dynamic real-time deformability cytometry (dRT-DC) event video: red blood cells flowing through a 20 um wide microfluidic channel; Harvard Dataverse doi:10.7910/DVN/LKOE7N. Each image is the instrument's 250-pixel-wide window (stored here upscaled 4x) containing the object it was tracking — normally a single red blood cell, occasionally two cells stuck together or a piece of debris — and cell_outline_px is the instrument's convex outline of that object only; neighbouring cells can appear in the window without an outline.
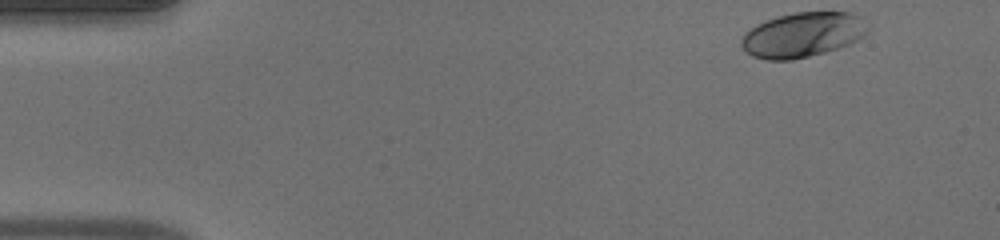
{"species": "human", "species_latin": "Homo sapiens", "temperature_condition": "warm", "stored_images_in_passage": 47, "camera_frame_rate_fps": 3000, "um_per_image_px": 0.085, "donor": {"sex": "male"}, "frame": {"image": 1, "passage_image": 1, "time_ms": 0.0, "image_size_px": [1000, 240], "cell_outline_px": [[868, 32], [864, 36], [852, 44], [824, 52], [792, 60], [768, 60], [752, 56], [740, 44], [740, 40], [744, 32], [764, 20], [796, 12], [852, 12], [860, 16], [868, 28]], "centroid_in_image_um": [68.24, 2.95], "position_along_channel_um": 16.8, "area_um2": 33.12}}
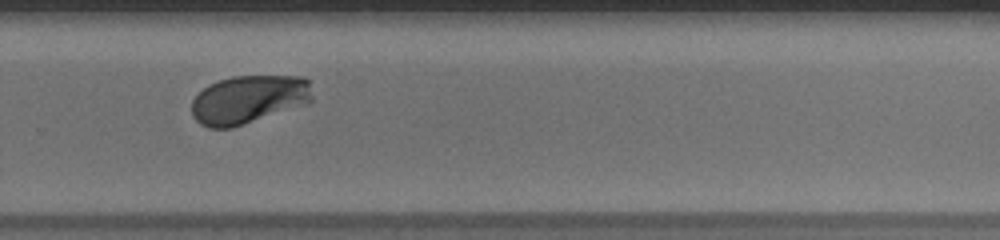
{"frame": {"image": 2, "passage_image": 31, "time_ms": 10.0, "image_size_px": [1000, 240], "cell_outline_px": [[312, 100], [308, 104], [232, 128], [208, 128], [200, 124], [192, 116], [192, 100], [208, 84], [232, 76], [304, 76], [308, 80], [312, 96]], "centroid_in_image_um": [21.14, 8.46], "position_along_channel_um": 308.7, "area_um2": 34.22}}
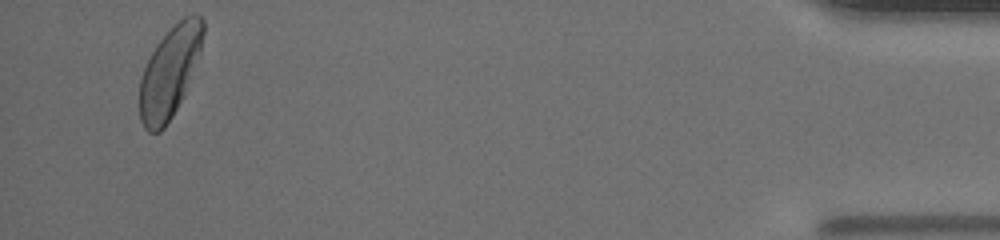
{"frame": {"image": 3, "passage_image": 45, "time_ms": 14.667, "image_size_px": [1000, 240], "cell_outline_px": [[204, 32], [200, 52], [184, 96], [172, 116], [164, 128], [160, 132], [148, 132], [144, 128], [140, 120], [140, 76], [156, 44], [184, 16], [192, 12], [196, 12], [204, 20]], "centroid_in_image_um": [14.43, 6.12], "position_along_channel_um": 420.8, "area_um2": 33.47}, "authors_computed_cell_mechanics": {"area_um2": 33.0616, "velocity_mm_per_s": 4.0564, "shape_relaxation_time_tau1_ms": 1.9827, "shape_relaxation_time_tau2_ms": null, "deformation_change_tau1": 0.1412, "deformation_change_tau2": null}}